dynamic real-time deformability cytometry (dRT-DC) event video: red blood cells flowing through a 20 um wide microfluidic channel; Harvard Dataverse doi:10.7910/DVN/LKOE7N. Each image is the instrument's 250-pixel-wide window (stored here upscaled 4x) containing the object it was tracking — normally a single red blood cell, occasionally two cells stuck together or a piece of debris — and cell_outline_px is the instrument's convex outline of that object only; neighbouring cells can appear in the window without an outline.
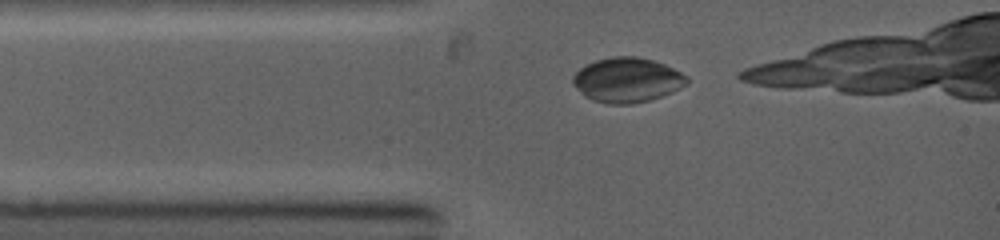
{"species": "common noctule bat (a hibernating species)", "species_latin": "Nyctalus noctula", "temperature_condition": "warm", "stored_images_in_passage": 5, "camera_frame_rate_fps": 5000, "um_per_image_px": 0.085, "animal": {"sex": "female", "body_mass_g": 19.0, "forearm_length_mm": 53.3}, "frame": {"image": 1, "passage_image": 1, "time_ms": 0.0, "image_size_px": [1000, 240], "cell_outline_px": [[688, 84], [672, 92], [648, 100], [632, 104], [608, 104], [592, 100], [584, 96], [572, 84], [572, 76], [580, 68], [596, 60], [612, 56], [636, 56], [652, 60], [664, 64], [688, 76]], "centroid_in_image_um": [53.29, 6.8], "position_along_channel_um": 31.7, "area_um2": 29.71}}
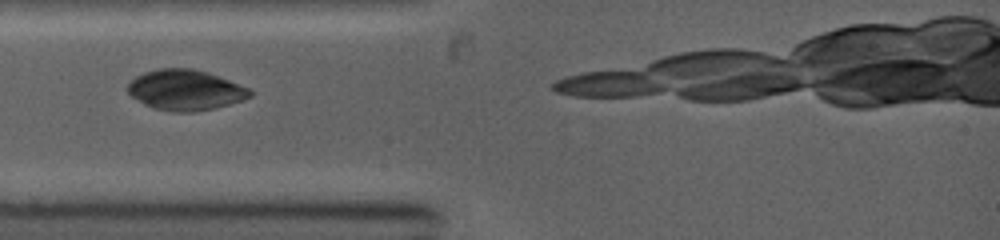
{"frame": {"image": 2, "passage_image": 3, "time_ms": 1.0, "image_size_px": [1000, 240], "cell_outline_px": [[252, 96], [216, 108], [192, 112], [172, 112], [156, 108], [144, 104], [132, 96], [128, 92], [128, 84], [136, 76], [144, 72], [156, 68], [192, 68], [208, 72], [248, 88], [252, 92]], "centroid_in_image_um": [15.74, 7.64], "position_along_channel_um": 69.3, "area_um2": 28.61}}